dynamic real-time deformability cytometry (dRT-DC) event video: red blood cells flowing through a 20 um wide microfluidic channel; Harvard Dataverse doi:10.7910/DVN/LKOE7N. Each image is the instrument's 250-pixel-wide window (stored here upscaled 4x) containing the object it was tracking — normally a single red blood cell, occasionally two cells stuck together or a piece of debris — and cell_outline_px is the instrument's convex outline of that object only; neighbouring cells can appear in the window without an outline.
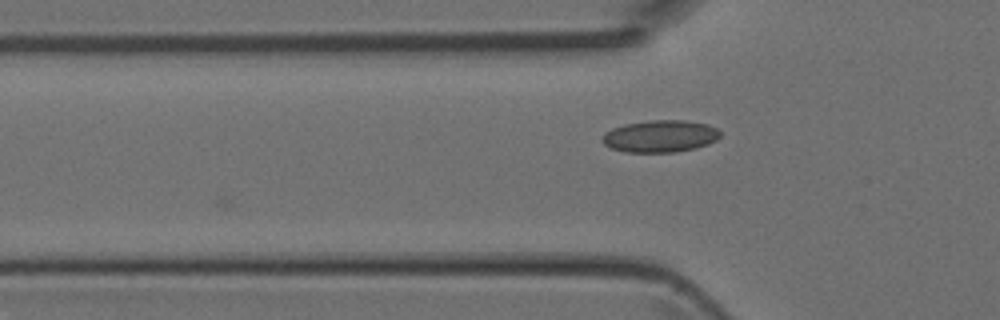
{"species": "Egyptian fruit bat (a non-hibernating species)", "species_latin": "Rousettus aegyptiacus", "temperature_condition": "room temperature", "stored_images_in_passage": 2, "camera_frame_rate_fps": 3000, "um_per_image_px": 0.085, "animal": {"sex": "female"}, "frame": {"image": 1, "passage_image": 2, "time_ms": 0.333, "image_size_px": [1000, 320], "cell_outline_px": [[720, 136], [716, 140], [708, 144], [696, 148], [676, 152], [624, 152], [612, 148], [604, 144], [600, 140], [604, 132], [612, 128], [624, 124], [648, 120], [684, 120], [708, 124], [716, 128], [720, 132]], "centroid_in_image_um": [56.09, 11.57], "position_along_channel_um": 69.7, "area_um2": 22.25}}